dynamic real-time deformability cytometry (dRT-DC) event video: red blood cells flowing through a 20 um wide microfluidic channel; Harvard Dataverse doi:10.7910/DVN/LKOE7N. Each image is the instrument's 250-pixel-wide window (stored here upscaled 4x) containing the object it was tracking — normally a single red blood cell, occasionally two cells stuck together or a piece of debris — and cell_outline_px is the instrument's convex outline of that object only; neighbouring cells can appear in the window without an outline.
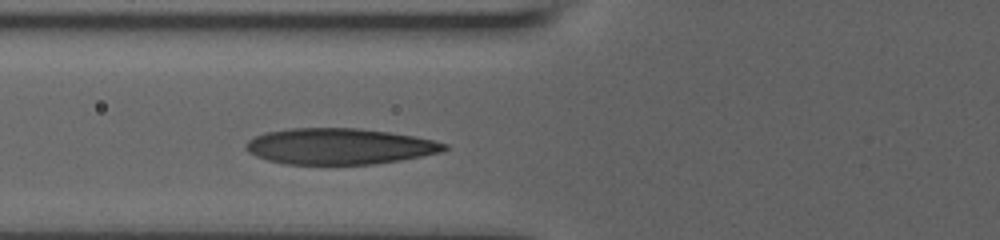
{"species": "human", "species_latin": "Homo sapiens", "temperature_condition": "room temperature", "stored_images_in_passage": 3, "camera_frame_rate_fps": 3000, "um_per_image_px": 0.085, "donor": {"sex": "male"}, "frame": {"image": 1, "passage_image": 3, "time_ms": 1.333, "image_size_px": [1000, 240], "cell_outline_px": [[448, 148], [444, 152], [400, 160], [376, 164], [284, 164], [268, 160], [256, 156], [248, 152], [244, 148], [244, 144], [248, 140], [264, 132], [288, 128], [360, 128], [416, 136], [448, 144]], "centroid_in_image_um": [28.84, 12.43], "position_along_channel_um": 97.0, "area_um2": 41.96}}